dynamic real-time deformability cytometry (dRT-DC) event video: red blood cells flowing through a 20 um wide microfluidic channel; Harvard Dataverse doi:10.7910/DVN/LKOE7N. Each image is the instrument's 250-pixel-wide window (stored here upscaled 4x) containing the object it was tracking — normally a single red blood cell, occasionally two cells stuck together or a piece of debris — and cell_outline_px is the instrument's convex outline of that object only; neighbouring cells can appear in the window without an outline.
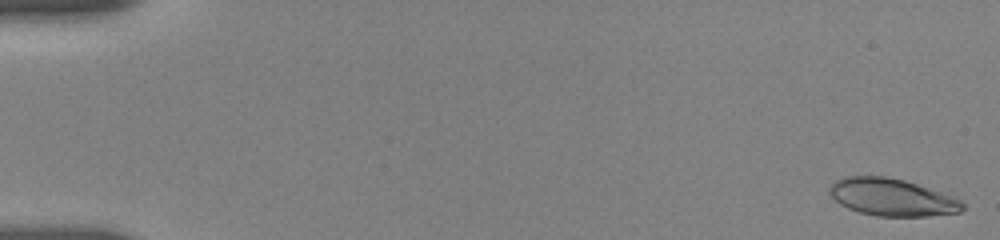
{"species": "human", "species_latin": "Homo sapiens", "temperature_condition": "room temperature", "stored_images_in_passage": 31, "camera_frame_rate_fps": 3000, "um_per_image_px": 0.085, "donor": {"sex": "female"}, "frame": {"image": 1, "passage_image": 1, "time_ms": 0.0, "image_size_px": [1000, 240], "cell_outline_px": [[964, 208], [960, 212], [928, 216], [876, 216], [860, 212], [848, 208], [840, 204], [828, 192], [828, 188], [836, 180], [844, 176], [888, 176], [904, 180], [940, 192], [960, 200], [964, 204]], "centroid_in_image_um": [75.78, 16.76], "position_along_channel_um": 9.2, "area_um2": 28.73}}
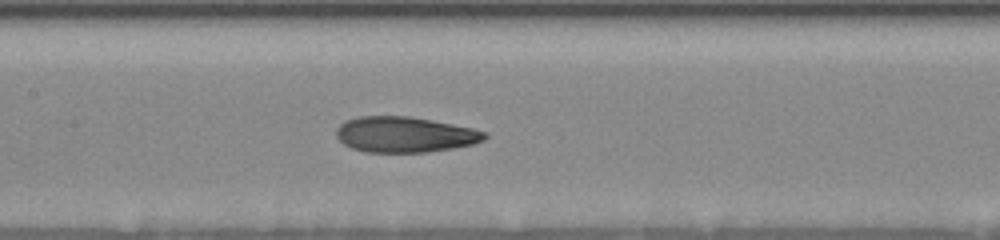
{"frame": {"image": 2, "passage_image": 17, "time_ms": 8.667, "image_size_px": [1000, 240], "cell_outline_px": [[488, 136], [484, 140], [472, 144], [452, 148], [428, 152], [364, 152], [352, 148], [344, 144], [336, 136], [336, 128], [340, 124], [348, 120], [360, 116], [408, 116], [432, 120], [472, 128], [488, 132]], "centroid_in_image_um": [34.41, 11.44], "position_along_channel_um": 173.0, "area_um2": 30.75}}
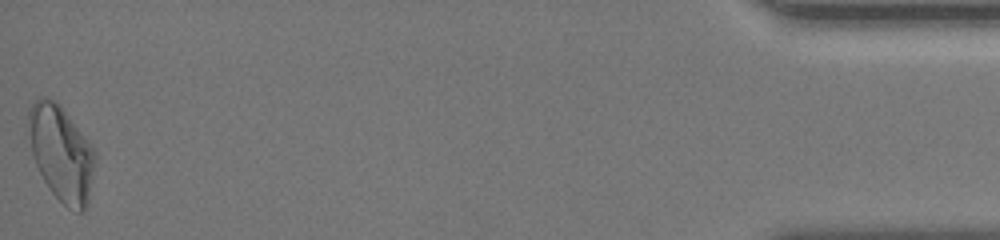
{"frame": {"image": 3, "passage_image": 31, "time_ms": 18.0, "image_size_px": [1000, 240], "cell_outline_px": [[96, 160], [88, 204], [80, 212], [76, 212], [68, 208], [48, 188], [36, 164], [24, 136], [24, 132], [28, 108], [36, 96], [44, 96], [56, 100], [64, 108], [96, 152]], "centroid_in_image_um": [5.14, 12.94], "position_along_channel_um": 430.1, "area_um2": 38.21}, "authors_computed_cell_mechanics": {"area_um2": 30.7496, "velocity_mm_per_s": 3.6723, "shape_relaxation_time_tau1_ms": null, "shape_relaxation_time_tau2_ms": 1.7348, "deformation_change_tau1": null, "deformation_change_tau2": 0.0801}}